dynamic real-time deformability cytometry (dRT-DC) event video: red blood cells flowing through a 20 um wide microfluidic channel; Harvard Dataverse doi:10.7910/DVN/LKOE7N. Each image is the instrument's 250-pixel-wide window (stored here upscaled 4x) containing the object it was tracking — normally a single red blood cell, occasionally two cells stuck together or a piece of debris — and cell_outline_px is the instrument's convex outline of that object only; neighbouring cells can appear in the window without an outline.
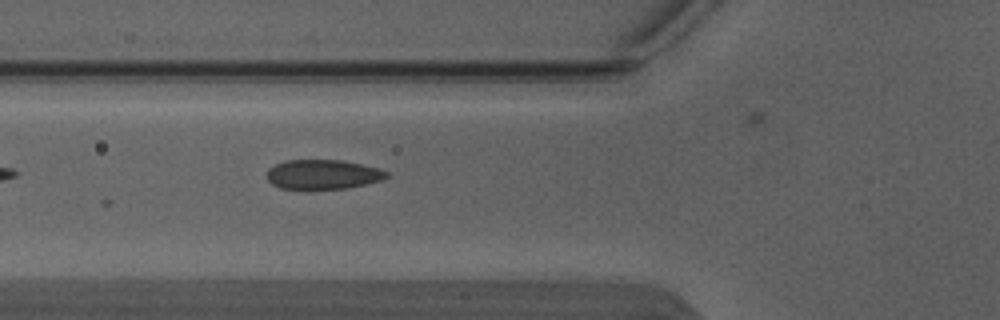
{"species": "Egyptian fruit bat (a non-hibernating species)", "species_latin": "Rousettus aegyptiacus", "temperature_condition": "warm", "stored_images_in_passage": 3, "camera_frame_rate_fps": 3000, "um_per_image_px": 0.085, "animal": {"sex": "male"}, "frame": {"image": 1, "passage_image": 3, "time_ms": 0.667, "image_size_px": [1000, 320], "cell_outline_px": [[392, 176], [380, 180], [348, 188], [280, 188], [272, 184], [268, 180], [268, 168], [284, 160], [344, 160], [380, 168], [388, 172]], "centroid_in_image_um": [27.48, 14.8], "position_along_channel_um": 98.3, "area_um2": 20.52}}